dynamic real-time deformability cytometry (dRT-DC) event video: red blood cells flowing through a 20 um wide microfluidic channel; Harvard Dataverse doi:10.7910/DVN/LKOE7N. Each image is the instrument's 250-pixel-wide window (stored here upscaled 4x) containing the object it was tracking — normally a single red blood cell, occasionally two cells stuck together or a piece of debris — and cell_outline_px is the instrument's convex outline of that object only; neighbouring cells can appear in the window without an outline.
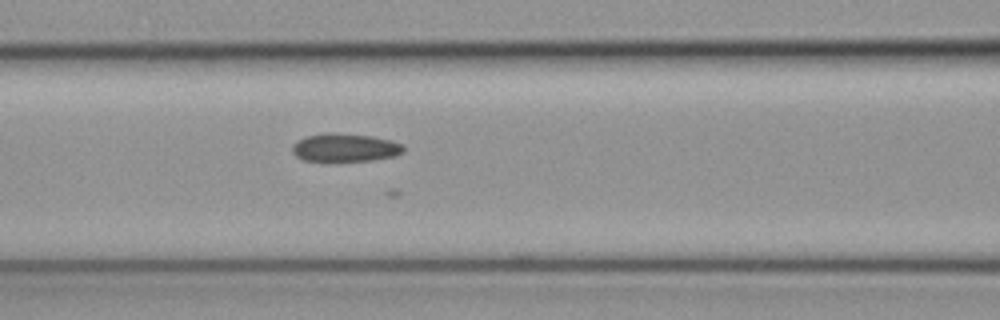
{"species": "common noctule bat (a hibernating species)", "species_latin": "Nyctalus noctula", "temperature_condition": "cold", "stored_images_in_passage": 32, "camera_frame_rate_fps": 3000, "um_per_image_px": 0.085, "animal": {"sex": "female", "body_mass_g": 19.3, "forearm_length_mm": 54.1}, "frame": {"image": 1, "passage_image": 11, "time_ms": 3.333, "image_size_px": [1000, 320], "cell_outline_px": [[404, 152], [396, 156], [372, 160], [304, 160], [296, 156], [292, 152], [292, 144], [308, 136], [324, 132], [336, 132], [372, 136], [388, 140], [400, 144], [404, 148]], "centroid_in_image_um": [29.32, 12.53], "position_along_channel_um": 137.3, "area_um2": 18.03}}
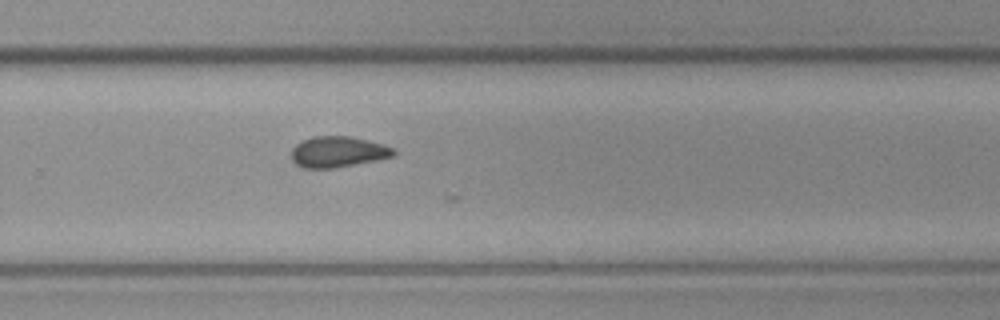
{"frame": {"image": 2, "passage_image": 24, "time_ms": 7.667, "image_size_px": [1000, 320], "cell_outline_px": [[396, 152], [392, 156], [376, 160], [332, 168], [304, 168], [296, 164], [292, 160], [292, 148], [296, 144], [312, 136], [352, 136], [368, 140], [392, 148]], "centroid_in_image_um": [28.69, 12.9], "position_along_channel_um": 301.1, "area_um2": 18.15}}
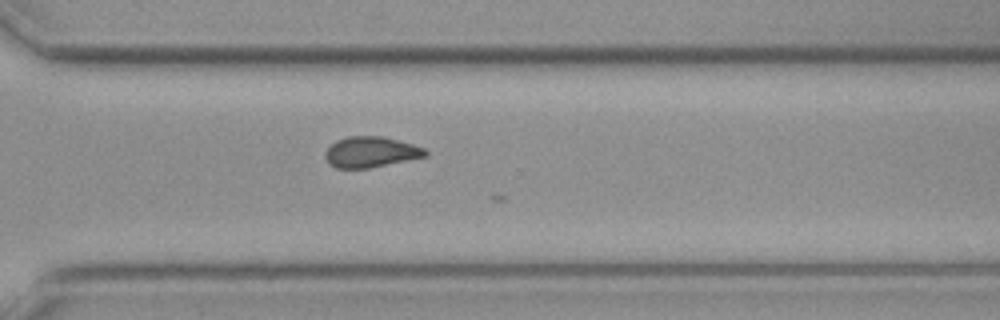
{"frame": {"image": 3, "passage_image": 27, "time_ms": 8.667, "image_size_px": [1000, 320], "cell_outline_px": [[428, 156], [368, 168], [336, 168], [328, 164], [324, 156], [324, 152], [336, 140], [348, 136], [384, 136], [412, 144], [424, 148], [428, 152]], "centroid_in_image_um": [31.5, 12.92], "position_along_channel_um": 339.1, "area_um2": 17.98}}